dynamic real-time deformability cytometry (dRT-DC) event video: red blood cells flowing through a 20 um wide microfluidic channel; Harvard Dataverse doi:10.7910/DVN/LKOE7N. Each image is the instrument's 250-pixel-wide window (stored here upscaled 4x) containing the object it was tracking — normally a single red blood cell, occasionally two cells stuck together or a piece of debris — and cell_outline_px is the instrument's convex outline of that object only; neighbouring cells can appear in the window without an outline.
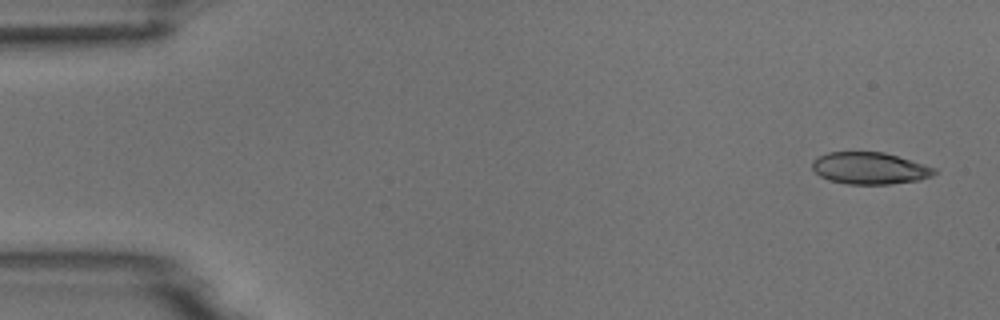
{"species": "common noctule bat (a hibernating species)", "species_latin": "Nyctalus noctula", "temperature_condition": "room temperature", "stored_images_in_passage": 5, "camera_frame_rate_fps": 3000, "um_per_image_px": 0.085, "animal": {"sex": "male", "body_mass_g": 18.8}, "frame": {"image": 1, "passage_image": 1, "time_ms": 0.0, "image_size_px": [1000, 320], "cell_outline_px": [[936, 172], [932, 176], [920, 180], [892, 184], [848, 184], [828, 180], [820, 176], [812, 168], [812, 160], [816, 156], [828, 152], [884, 152], [924, 164], [936, 168]], "centroid_in_image_um": [73.91, 14.3], "position_along_channel_um": 11.1, "area_um2": 22.83}}
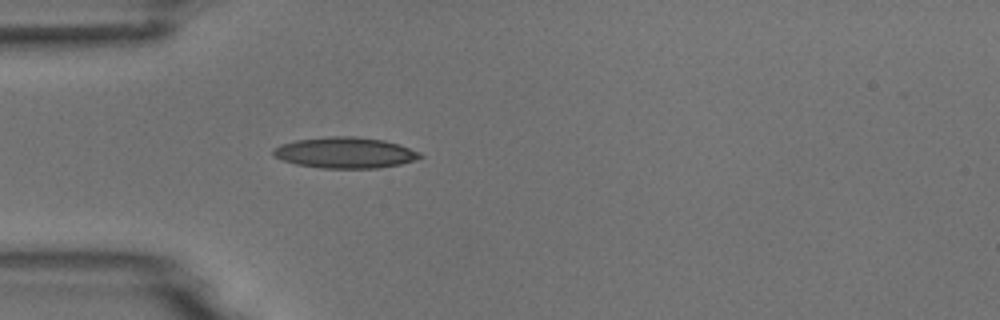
{"frame": {"image": 2, "passage_image": 5, "time_ms": 4.333, "image_size_px": [1000, 320], "cell_outline_px": [[424, 156], [416, 160], [400, 164], [380, 168], [320, 168], [296, 164], [284, 160], [276, 156], [272, 152], [272, 148], [280, 144], [296, 140], [328, 136], [356, 136], [384, 140], [400, 144], [420, 152]], "centroid_in_image_um": [29.36, 12.97], "position_along_channel_um": 55.6, "area_um2": 26.65}}